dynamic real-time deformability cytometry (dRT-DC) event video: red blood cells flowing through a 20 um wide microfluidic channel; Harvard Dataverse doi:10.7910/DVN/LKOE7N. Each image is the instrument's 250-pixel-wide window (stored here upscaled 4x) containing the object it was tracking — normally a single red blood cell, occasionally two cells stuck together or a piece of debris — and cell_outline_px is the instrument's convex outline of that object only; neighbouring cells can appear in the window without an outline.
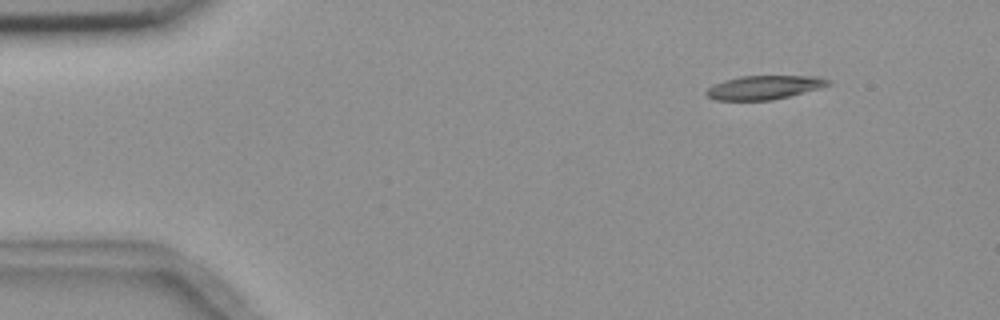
{"species": "common noctule bat (a hibernating species)", "species_latin": "Nyctalus noctula", "temperature_condition": "room temperature", "stored_images_in_passage": 9, "camera_frame_rate_fps": 3000, "um_per_image_px": 0.085, "animal": {"sex": "female", "body_mass_g": 18.4}, "frame": {"image": 1, "passage_image": 2, "time_ms": 1.333, "image_size_px": [1000, 320], "cell_outline_px": [[832, 84], [820, 88], [772, 100], [716, 100], [708, 96], [704, 92], [708, 88], [724, 80], [740, 76], [820, 76], [832, 80]], "centroid_in_image_um": [65.0, 7.42], "position_along_channel_um": 20.0, "area_um2": 16.88}}
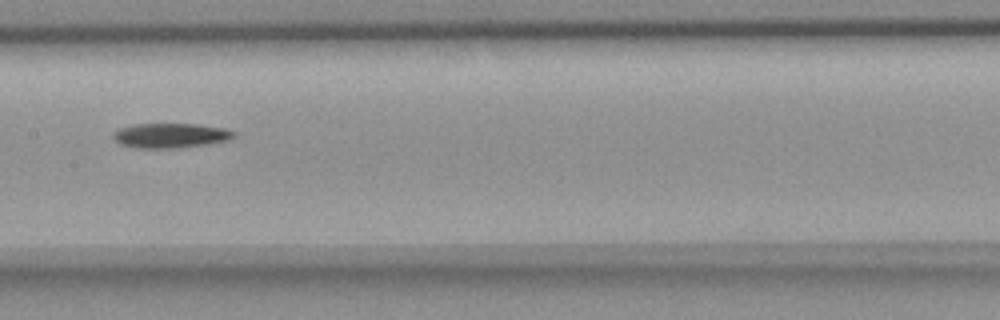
{"frame": {"image": 2, "passage_image": 8, "time_ms": 8.333, "image_size_px": [1000, 320], "cell_outline_px": [[236, 136], [228, 140], [208, 144], [180, 148], [136, 148], [120, 144], [112, 136], [112, 132], [120, 128], [132, 124], [196, 124], [224, 128], [236, 132]], "centroid_in_image_um": [14.49, 11.52], "position_along_channel_um": 192.9, "area_um2": 17.51}}
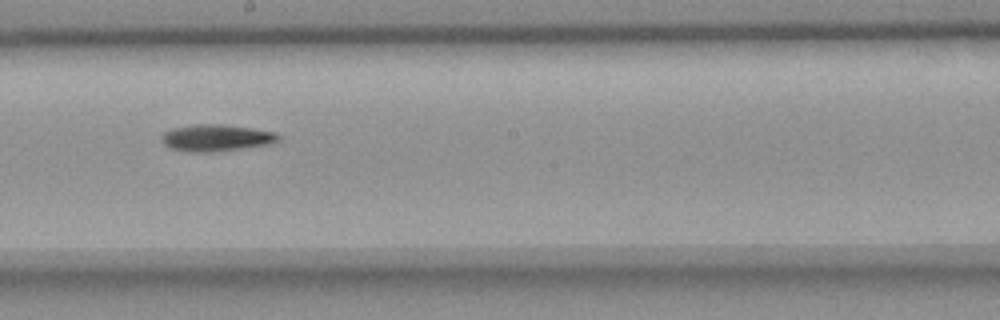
{"frame": {"image": 3, "passage_image": 9, "time_ms": 9.333, "image_size_px": [1000, 320], "cell_outline_px": [[280, 140], [268, 144], [212, 152], [188, 152], [172, 148], [164, 144], [160, 140], [160, 136], [164, 132], [172, 128], [192, 124], [220, 124], [252, 128], [276, 132], [280, 136]], "centroid_in_image_um": [18.34, 11.7], "position_along_channel_um": 229.9, "area_um2": 18.21}}